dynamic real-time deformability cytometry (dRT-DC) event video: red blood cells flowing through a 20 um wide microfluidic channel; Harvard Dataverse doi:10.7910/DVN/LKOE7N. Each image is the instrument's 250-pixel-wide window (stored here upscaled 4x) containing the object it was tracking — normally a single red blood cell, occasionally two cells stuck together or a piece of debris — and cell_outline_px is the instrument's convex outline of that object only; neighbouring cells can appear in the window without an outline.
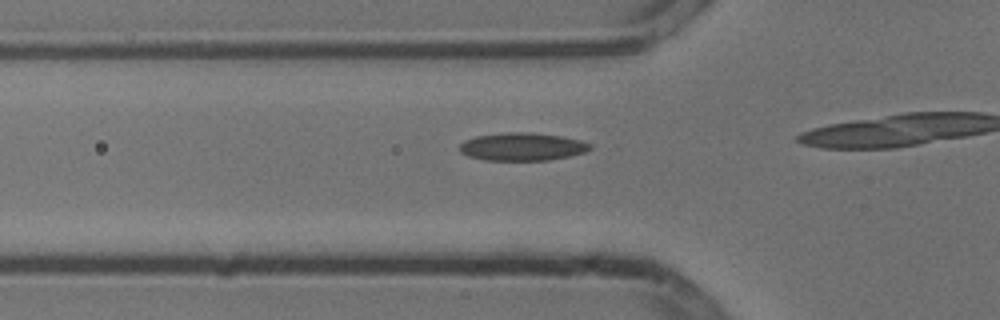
{"species": "common noctule bat (a hibernating species)", "species_latin": "Nyctalus noctula", "temperature_condition": "cold", "stored_images_in_passage": 18, "camera_frame_rate_fps": 3000, "um_per_image_px": 0.085, "animal": {"sex": "male", "body_mass_g": 13.3}, "frame": {"image": 1, "passage_image": 14, "time_ms": 4.333, "image_size_px": [1000, 320], "cell_outline_px": [[592, 148], [584, 152], [568, 156], [548, 160], [484, 160], [468, 156], [460, 152], [460, 144], [464, 140], [476, 136], [508, 132], [532, 132], [560, 136], [580, 140], [588, 144]], "centroid_in_image_um": [44.35, 12.46], "position_along_channel_um": 81.5, "area_um2": 21.04}}
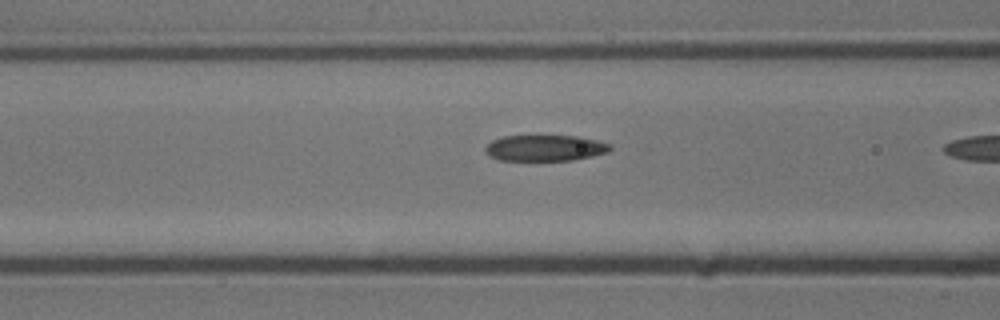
{"frame": {"image": 2, "passage_image": 17, "time_ms": 5.333, "image_size_px": [1000, 320], "cell_outline_px": [[612, 148], [608, 152], [572, 160], [500, 160], [492, 156], [484, 148], [492, 140], [504, 136], [536, 132], [580, 136], [612, 144]], "centroid_in_image_um": [46.35, 12.51], "position_along_channel_um": 120.3, "area_um2": 19.83}}